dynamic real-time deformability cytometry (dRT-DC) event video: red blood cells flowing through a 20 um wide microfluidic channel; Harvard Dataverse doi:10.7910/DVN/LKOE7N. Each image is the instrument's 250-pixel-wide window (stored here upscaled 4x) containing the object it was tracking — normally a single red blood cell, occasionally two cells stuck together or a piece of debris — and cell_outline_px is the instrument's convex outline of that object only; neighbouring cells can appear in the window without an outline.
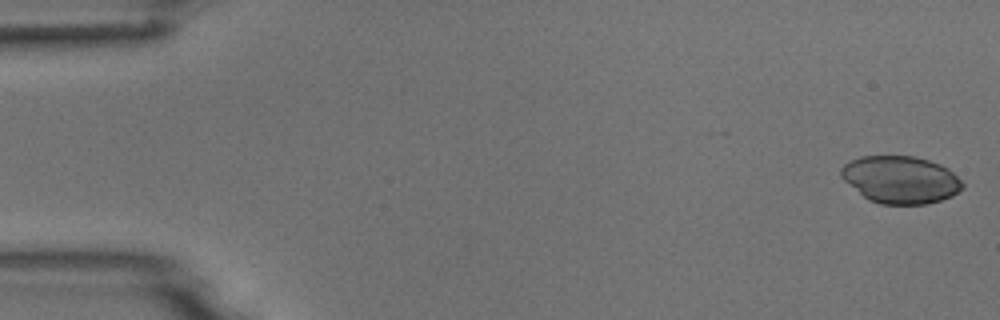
{"species": "common noctule bat (a hibernating species)", "species_latin": "Nyctalus noctula", "temperature_condition": "room temperature", "stored_images_in_passage": 5, "camera_frame_rate_fps": 3000, "um_per_image_px": 0.085, "animal": {"sex": "male", "body_mass_g": 18.8}, "frame": {"image": 1, "passage_image": 1, "time_ms": 0.0, "image_size_px": [1000, 320], "cell_outline_px": [[964, 188], [952, 196], [928, 204], [880, 204], [868, 200], [844, 180], [840, 176], [840, 168], [844, 164], [860, 156], [912, 156], [928, 160], [940, 164], [948, 168], [964, 184]], "centroid_in_image_um": [76.54, 15.27], "position_along_channel_um": 8.5, "area_um2": 33.52}}